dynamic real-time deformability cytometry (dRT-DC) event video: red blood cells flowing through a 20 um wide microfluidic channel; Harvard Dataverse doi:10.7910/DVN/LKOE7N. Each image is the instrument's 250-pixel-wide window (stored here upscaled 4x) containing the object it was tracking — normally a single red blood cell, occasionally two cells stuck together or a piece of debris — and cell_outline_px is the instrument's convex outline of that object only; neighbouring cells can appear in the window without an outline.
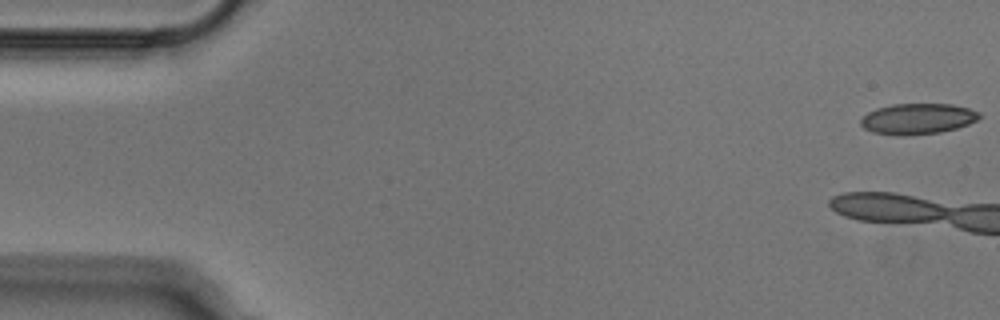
{"species": "Egyptian fruit bat (a non-hibernating species)", "species_latin": "Rousettus aegyptiacus", "temperature_condition": "cold", "stored_images_in_passage": 5, "camera_frame_rate_fps": 3000, "um_per_image_px": 0.085, "animal": {"sex": "male"}, "frame": {"image": 1, "passage_image": 1, "time_ms": 0.0, "image_size_px": [1000, 320], "cell_outline_px": [[984, 116], [968, 124], [956, 128], [940, 132], [904, 136], [900, 136], [872, 132], [864, 128], [860, 124], [860, 120], [868, 112], [876, 108], [892, 104], [952, 104], [968, 108], [980, 112]], "centroid_in_image_um": [78.0, 10.1], "position_along_channel_um": 7.0, "area_um2": 21.39}}